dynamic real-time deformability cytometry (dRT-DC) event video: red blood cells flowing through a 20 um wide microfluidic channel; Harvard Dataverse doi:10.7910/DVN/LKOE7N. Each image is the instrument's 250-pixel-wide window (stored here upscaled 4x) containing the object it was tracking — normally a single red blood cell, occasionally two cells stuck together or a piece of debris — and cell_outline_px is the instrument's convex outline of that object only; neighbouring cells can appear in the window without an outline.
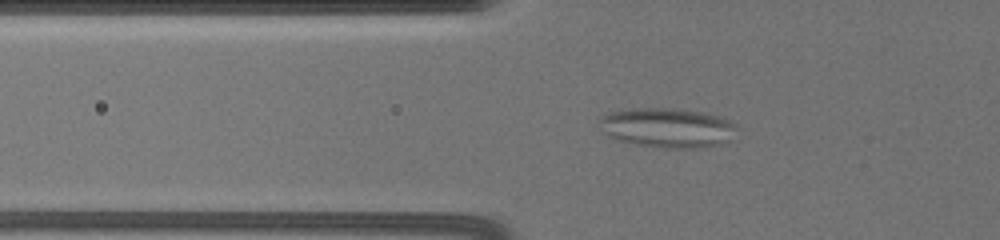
{"species": "common noctule bat (a hibernating species)", "species_latin": "Nyctalus noctula", "temperature_condition": "warm", "stored_images_in_passage": 35, "camera_frame_rate_fps": 3000, "um_per_image_px": 0.085, "animal": {"sex": "female", "body_mass_g": 19.5, "forearm_length_mm": 54.1}, "frame": {"image": 1, "passage_image": 5, "time_ms": 1.667, "image_size_px": [1000, 240], "cell_outline_px": [[740, 128], [732, 140], [724, 144], [696, 148], [664, 148], [636, 144], [616, 140], [600, 132], [600, 116], [608, 112], [632, 108], [676, 108], [708, 112], [720, 116], [736, 124]], "centroid_in_image_um": [56.78, 10.85], "position_along_channel_um": 69.0, "area_um2": 32.66}}
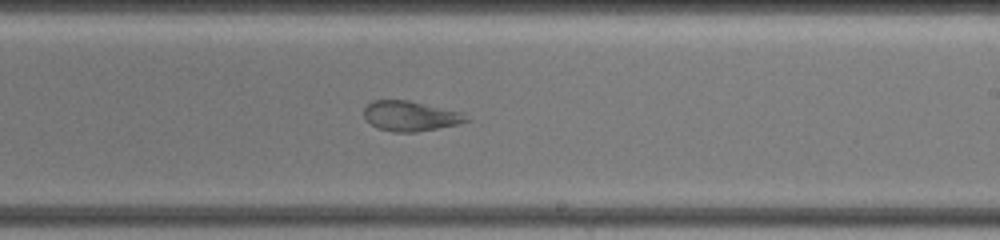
{"frame": {"image": 2, "passage_image": 19, "time_ms": 7.0, "image_size_px": [1000, 240], "cell_outline_px": [[472, 120], [456, 124], [416, 132], [392, 132], [376, 128], [364, 116], [364, 108], [372, 100], [408, 100], [464, 112]], "centroid_in_image_um": [34.9, 9.86], "position_along_channel_um": 254.1, "area_um2": 17.98}}
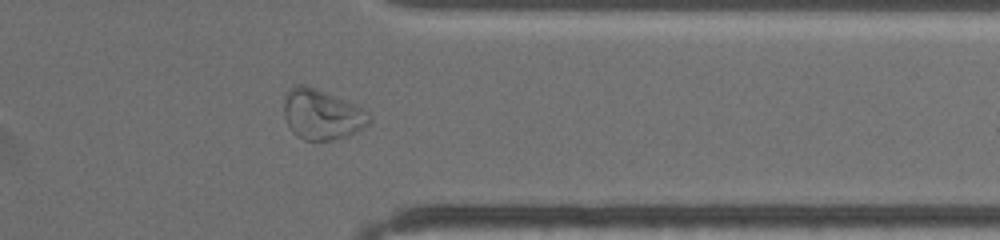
{"frame": {"image": 3, "passage_image": 29, "time_ms": 10.667, "image_size_px": [1000, 240], "cell_outline_px": [[372, 120], [368, 124], [356, 132], [348, 136], [332, 140], [304, 140], [296, 136], [288, 128], [284, 116], [284, 100], [288, 92], [296, 84], [300, 84], [312, 88], [356, 104], [368, 112], [372, 116]], "centroid_in_image_um": [27.37, 9.77], "position_along_channel_um": 384.0, "area_um2": 24.85}, "authors_computed_cell_mechanics": {"area_um2": 23.5246, "velocity_mm_per_s": 3.585, "shape_relaxation_time_tau1_ms": null, "shape_relaxation_time_tau2_ms": 1.4009, "deformation_change_tau1": null, "deformation_change_tau2": 0.0703}}